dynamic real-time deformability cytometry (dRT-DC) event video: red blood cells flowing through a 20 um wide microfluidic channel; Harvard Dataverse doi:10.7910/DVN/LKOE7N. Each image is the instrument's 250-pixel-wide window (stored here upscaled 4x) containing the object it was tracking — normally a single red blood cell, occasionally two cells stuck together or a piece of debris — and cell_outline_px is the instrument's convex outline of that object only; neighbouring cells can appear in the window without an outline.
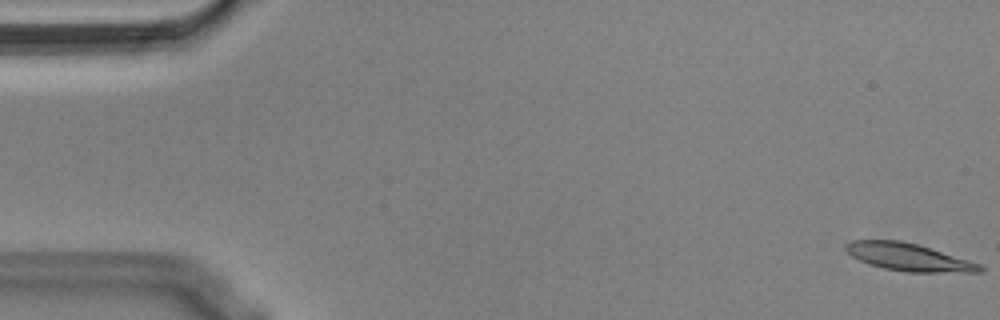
{"species": "Egyptian fruit bat (a non-hibernating species)", "species_latin": "Rousettus aegyptiacus", "temperature_condition": "cold", "stored_images_in_passage": 55, "camera_frame_rate_fps": 3000, "um_per_image_px": 0.085, "animal": {"sex": "male"}, "frame": {"image": 1, "passage_image": 1, "time_ms": 0.0, "image_size_px": [1000, 320], "cell_outline_px": [[984, 272], [904, 272], [884, 268], [868, 264], [852, 256], [844, 248], [844, 244], [852, 240], [900, 240], [916, 244], [968, 260], [980, 264], [984, 268]], "centroid_in_image_um": [77.2, 21.86], "position_along_channel_um": 7.8, "area_um2": 21.33}}
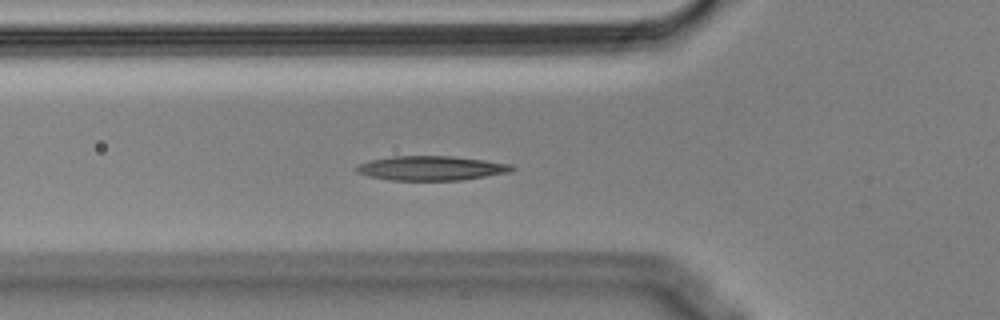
{"frame": {"image": 2, "passage_image": 19, "time_ms": 6.0, "image_size_px": [1000, 320], "cell_outline_px": [[516, 168], [508, 172], [460, 180], [388, 180], [368, 176], [356, 172], [352, 168], [368, 160], [392, 156], [448, 156], [484, 160], [512, 164]], "centroid_in_image_um": [36.58, 14.29], "position_along_channel_um": 89.2, "area_um2": 22.08}}
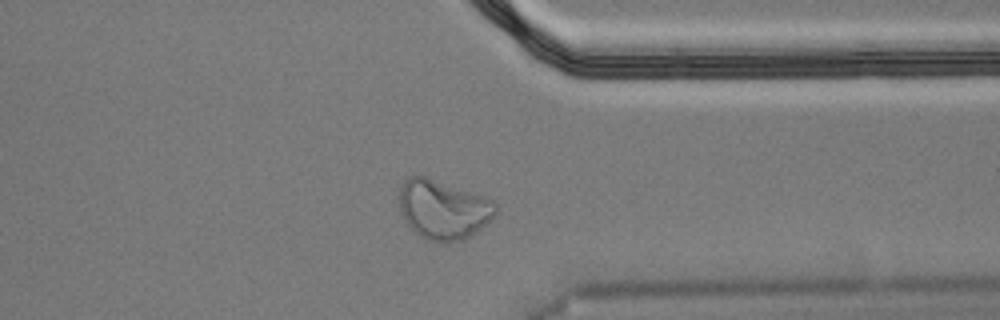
{"frame": {"image": 3, "passage_image": 43, "time_ms": 14.0, "image_size_px": [1000, 320], "cell_outline_px": [[496, 212], [480, 228], [468, 236], [460, 240], [428, 240], [420, 236], [404, 220], [400, 208], [400, 188], [404, 180], [408, 176], [424, 176], [484, 196], [492, 200], [496, 204]], "centroid_in_image_um": [37.64, 17.77], "position_along_channel_um": 373.8, "area_um2": 32.37}, "authors_computed_cell_mechanics": {"area_um2": 22.0796, "velocity_mm_per_s": 3.6, "shape_relaxation_time_tau1_ms": null, "shape_relaxation_time_tau2_ms": 4.5917, "deformation_change_tau1": null, "deformation_change_tau2": 0.1254}}